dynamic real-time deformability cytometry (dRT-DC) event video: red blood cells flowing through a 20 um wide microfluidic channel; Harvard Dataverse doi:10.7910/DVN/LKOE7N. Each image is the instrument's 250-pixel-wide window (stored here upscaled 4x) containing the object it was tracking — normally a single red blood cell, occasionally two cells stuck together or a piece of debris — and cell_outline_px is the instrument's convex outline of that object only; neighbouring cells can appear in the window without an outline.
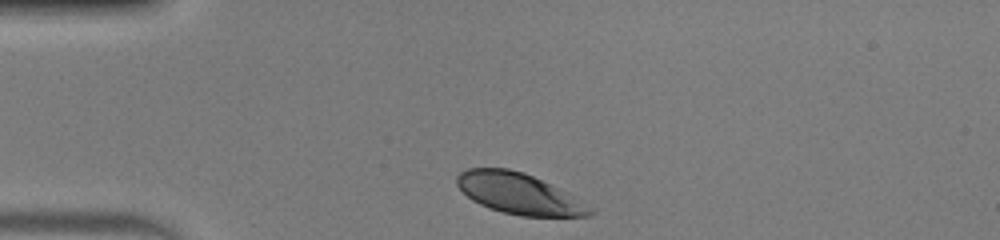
{"species": "human", "species_latin": "Homo sapiens", "temperature_condition": "warm", "stored_images_in_passage": 31, "camera_frame_rate_fps": 3000, "um_per_image_px": 0.085, "donor": {"sex": "male"}, "frame": {"image": 1, "passage_image": 1, "time_ms": 0.0, "image_size_px": [1000, 240], "cell_outline_px": [[596, 212], [588, 216], [520, 216], [488, 208], [472, 200], [456, 184], [456, 176], [460, 172], [468, 168], [508, 168], [524, 172], [568, 192], [596, 208]], "centroid_in_image_um": [44.17, 16.46], "position_along_channel_um": 40.8, "area_um2": 31.91}}
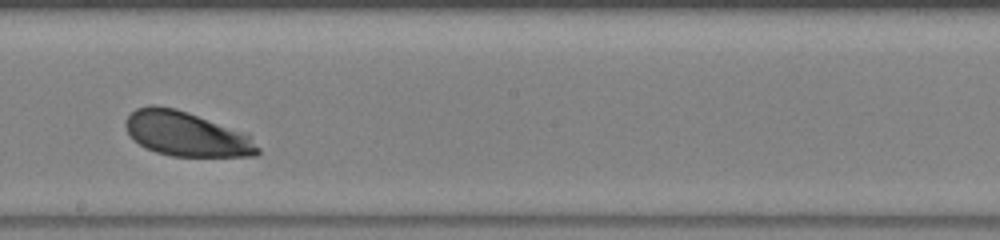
{"frame": {"image": 2, "passage_image": 18, "time_ms": 5.667, "image_size_px": [1000, 240], "cell_outline_px": [[260, 152], [256, 156], [172, 156], [156, 152], [140, 144], [128, 132], [124, 124], [128, 116], [136, 108], [152, 104], [156, 104], [176, 108], [188, 112], [252, 136], [260, 148]], "centroid_in_image_um": [15.85, 11.38], "position_along_channel_um": 232.3, "area_um2": 34.1}}
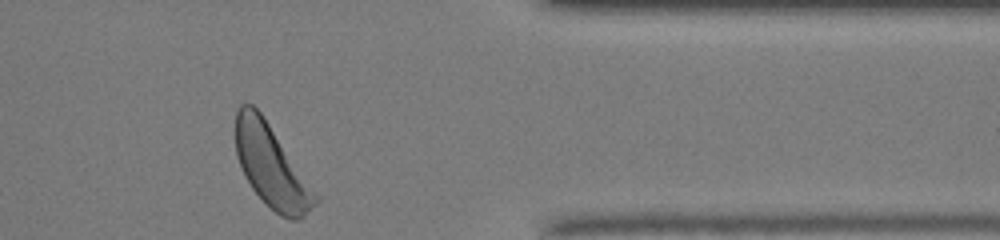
{"frame": {"image": 3, "passage_image": 31, "time_ms": 10.0, "image_size_px": [1000, 240], "cell_outline_px": [[320, 200], [300, 220], [288, 220], [280, 216], [252, 188], [244, 176], [236, 156], [236, 112], [240, 104], [252, 104], [260, 112], [320, 196]], "centroid_in_image_um": [23.09, 14.16], "position_along_channel_um": 388.3, "area_um2": 37.86}, "authors_computed_cell_mechanics": {"area_um2": 34.3332, "velocity_mm_per_s": 3.9896, "shape_relaxation_time_tau1_ms": 1.7661, "shape_relaxation_time_tau2_ms": null, "deformation_change_tau1": 0.1175, "deformation_change_tau2": null}}